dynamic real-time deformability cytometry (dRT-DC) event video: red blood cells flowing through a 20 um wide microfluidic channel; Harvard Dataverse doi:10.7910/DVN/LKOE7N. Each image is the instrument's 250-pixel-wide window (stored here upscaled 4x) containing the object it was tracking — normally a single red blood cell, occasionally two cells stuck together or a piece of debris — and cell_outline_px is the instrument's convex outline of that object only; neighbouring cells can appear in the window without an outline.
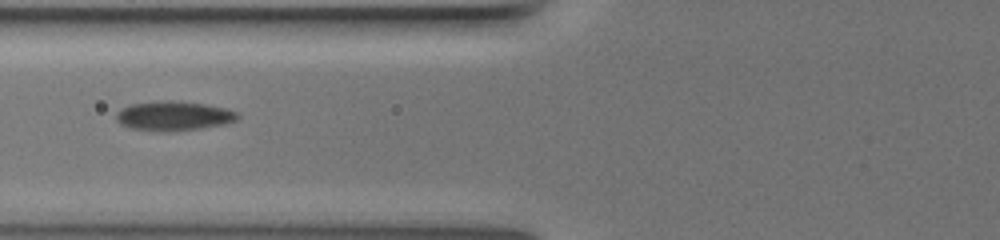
{"species": "common noctule bat (a hibernating species)", "species_latin": "Nyctalus noctula", "temperature_condition": "warm", "stored_images_in_passage": 25, "camera_frame_rate_fps": 3000, "um_per_image_px": 0.085, "animal": {"sex": "female", "body_mass_g": 19.5, "forearm_length_mm": 54.1}, "frame": {"image": 1, "passage_image": 12, "time_ms": 9.667, "image_size_px": [1000, 240], "cell_outline_px": [[240, 116], [236, 120], [224, 124], [200, 128], [132, 128], [120, 124], [116, 120], [116, 112], [128, 104], [156, 100], [172, 100], [204, 104], [228, 108], [236, 112]], "centroid_in_image_um": [14.77, 9.78], "position_along_channel_um": 111.0, "area_um2": 20.0}}
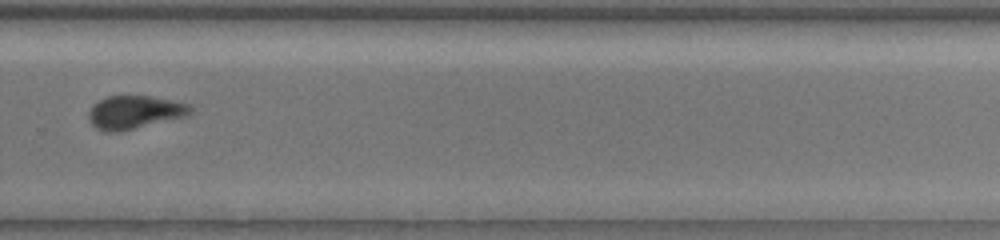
{"frame": {"image": 2, "passage_image": 19, "time_ms": 16.0, "image_size_px": [1000, 240], "cell_outline_px": [[192, 112], [184, 116], [120, 132], [108, 132], [96, 128], [88, 120], [88, 112], [92, 104], [108, 96], [152, 96], [188, 104], [192, 108]], "centroid_in_image_um": [11.38, 9.54], "position_along_channel_um": 318.4, "area_um2": 19.54}}
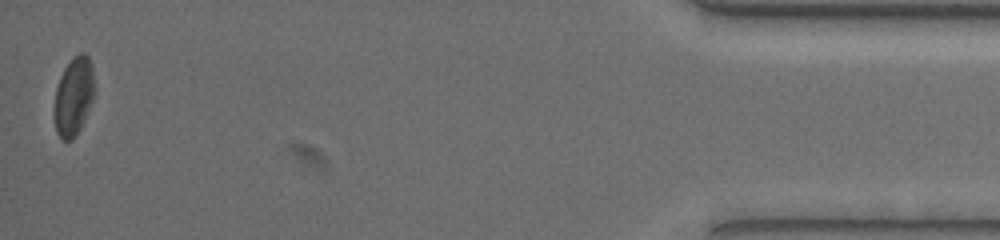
{"frame": {"image": 3, "passage_image": 25, "time_ms": 21.667, "image_size_px": [1000, 240], "cell_outline_px": [[96, 92], [84, 120], [76, 136], [72, 140], [60, 140], [56, 132], [52, 112], [56, 88], [60, 76], [64, 68], [72, 56], [80, 52], [84, 52], [88, 56], [92, 64], [96, 84]], "centroid_in_image_um": [6.26, 8.18], "position_along_channel_um": 428.9, "area_um2": 19.19}, "authors_computed_cell_mechanics": {"area_um2": 20.8658, "velocity_mm_per_s": 3.2808, "shape_relaxation_time_tau1_ms": 3.3601, "shape_relaxation_time_tau2_ms": 1.334, "deformation_change_tau1": 0.1411, "deformation_change_tau2": 0.082}}